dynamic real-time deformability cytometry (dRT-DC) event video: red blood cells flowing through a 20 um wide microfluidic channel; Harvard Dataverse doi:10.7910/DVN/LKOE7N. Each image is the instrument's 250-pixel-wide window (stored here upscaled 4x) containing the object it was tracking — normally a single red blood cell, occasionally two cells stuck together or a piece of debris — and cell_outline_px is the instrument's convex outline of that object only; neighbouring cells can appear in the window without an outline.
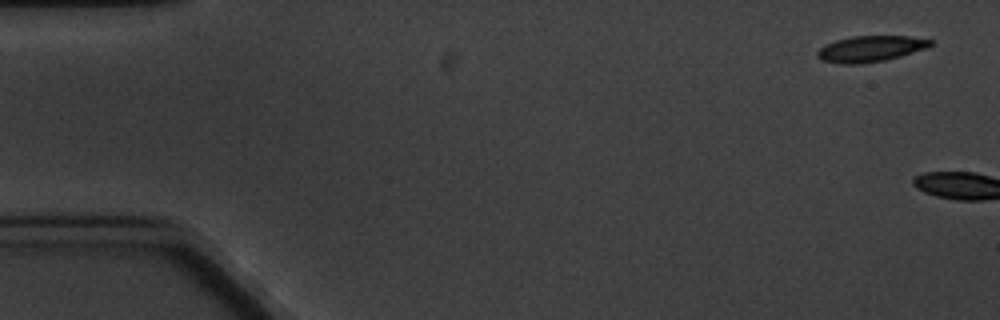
{"species": "common noctule bat (a hibernating species)", "species_latin": "Nyctalus noctula", "temperature_condition": "cold", "stored_images_in_passage": 2, "camera_frame_rate_fps": 3000, "um_per_image_px": 0.085, "animal": {"sex": "male", "body_mass_g": 20.1, "forearm_length_mm": 53.5}, "frame": {"image": 1, "passage_image": 1, "time_ms": 0.0, "image_size_px": [1000, 320], "cell_outline_px": [[932, 44], [928, 48], [900, 56], [884, 60], [860, 64], [840, 64], [824, 60], [816, 56], [816, 52], [824, 44], [836, 40], [852, 36], [908, 36], [932, 40]], "centroid_in_image_um": [73.97, 4.14], "position_along_channel_um": 11.0, "area_um2": 17.11}}